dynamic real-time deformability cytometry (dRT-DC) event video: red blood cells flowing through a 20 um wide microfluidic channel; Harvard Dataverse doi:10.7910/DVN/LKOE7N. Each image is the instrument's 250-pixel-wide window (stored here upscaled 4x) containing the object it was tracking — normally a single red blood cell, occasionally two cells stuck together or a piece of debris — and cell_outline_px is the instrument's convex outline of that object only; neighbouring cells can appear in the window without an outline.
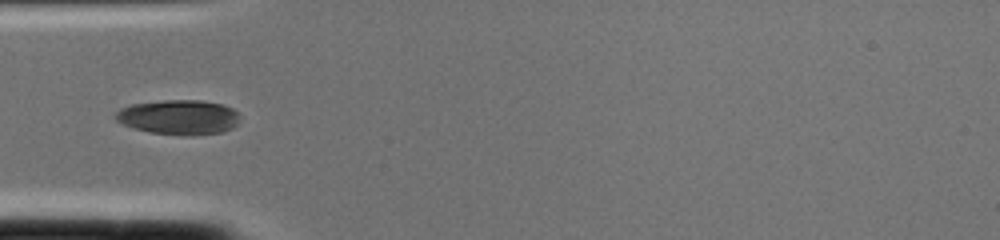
{"species": "common noctule bat (a hibernating species)", "species_latin": "Nyctalus noctula", "temperature_condition": "cold", "stored_images_in_passage": 2, "camera_frame_rate_fps": 3000, "um_per_image_px": 0.085, "animal": {"sex": "female", "body_mass_g": 22.0, "forearm_length_mm": 56.7}, "frame": {"image": 1, "passage_image": 2, "time_ms": 0.333, "image_size_px": [1000, 240], "cell_outline_px": [[240, 116], [236, 124], [232, 128], [224, 132], [192, 136], [184, 136], [152, 132], [136, 128], [124, 124], [116, 120], [112, 116], [120, 108], [132, 104], [164, 100], [200, 100], [224, 104], [232, 108]], "centroid_in_image_um": [15.21, 9.96], "position_along_channel_um": 69.8, "area_um2": 25.32}}